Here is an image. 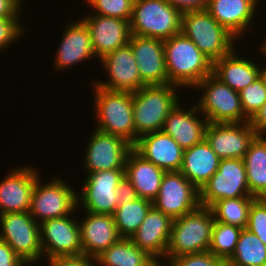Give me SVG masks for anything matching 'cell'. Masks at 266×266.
Wrapping results in <instances>:
<instances>
[{"instance_id":"36","label":"cell","mask_w":266,"mask_h":266,"mask_svg":"<svg viewBox=\"0 0 266 266\" xmlns=\"http://www.w3.org/2000/svg\"><path fill=\"white\" fill-rule=\"evenodd\" d=\"M96 14L130 21L134 0H87Z\"/></svg>"},{"instance_id":"15","label":"cell","mask_w":266,"mask_h":266,"mask_svg":"<svg viewBox=\"0 0 266 266\" xmlns=\"http://www.w3.org/2000/svg\"><path fill=\"white\" fill-rule=\"evenodd\" d=\"M258 134L249 122L208 123L205 139L220 159H243Z\"/></svg>"},{"instance_id":"29","label":"cell","mask_w":266,"mask_h":266,"mask_svg":"<svg viewBox=\"0 0 266 266\" xmlns=\"http://www.w3.org/2000/svg\"><path fill=\"white\" fill-rule=\"evenodd\" d=\"M251 196L266 198V139L257 135L243 157Z\"/></svg>"},{"instance_id":"24","label":"cell","mask_w":266,"mask_h":266,"mask_svg":"<svg viewBox=\"0 0 266 266\" xmlns=\"http://www.w3.org/2000/svg\"><path fill=\"white\" fill-rule=\"evenodd\" d=\"M258 1L208 0L206 10L221 26L238 38L252 22Z\"/></svg>"},{"instance_id":"13","label":"cell","mask_w":266,"mask_h":266,"mask_svg":"<svg viewBox=\"0 0 266 266\" xmlns=\"http://www.w3.org/2000/svg\"><path fill=\"white\" fill-rule=\"evenodd\" d=\"M83 190L78 202L83 204L84 211L113 215L118 207L116 189L125 177V169L105 170L87 173ZM81 200V201H80Z\"/></svg>"},{"instance_id":"41","label":"cell","mask_w":266,"mask_h":266,"mask_svg":"<svg viewBox=\"0 0 266 266\" xmlns=\"http://www.w3.org/2000/svg\"><path fill=\"white\" fill-rule=\"evenodd\" d=\"M0 266H26V263L0 239Z\"/></svg>"},{"instance_id":"8","label":"cell","mask_w":266,"mask_h":266,"mask_svg":"<svg viewBox=\"0 0 266 266\" xmlns=\"http://www.w3.org/2000/svg\"><path fill=\"white\" fill-rule=\"evenodd\" d=\"M0 239L26 263L40 261L43 251L40 243V225L29 212L0 214Z\"/></svg>"},{"instance_id":"45","label":"cell","mask_w":266,"mask_h":266,"mask_svg":"<svg viewBox=\"0 0 266 266\" xmlns=\"http://www.w3.org/2000/svg\"><path fill=\"white\" fill-rule=\"evenodd\" d=\"M250 126L258 135L266 132V103L249 119Z\"/></svg>"},{"instance_id":"44","label":"cell","mask_w":266,"mask_h":266,"mask_svg":"<svg viewBox=\"0 0 266 266\" xmlns=\"http://www.w3.org/2000/svg\"><path fill=\"white\" fill-rule=\"evenodd\" d=\"M21 3V0H0V18L13 19L18 17Z\"/></svg>"},{"instance_id":"10","label":"cell","mask_w":266,"mask_h":266,"mask_svg":"<svg viewBox=\"0 0 266 266\" xmlns=\"http://www.w3.org/2000/svg\"><path fill=\"white\" fill-rule=\"evenodd\" d=\"M77 199V193L64 180L55 178L41 185L38 178L32 192L29 214L35 221L39 217V223L72 215L79 205Z\"/></svg>"},{"instance_id":"7","label":"cell","mask_w":266,"mask_h":266,"mask_svg":"<svg viewBox=\"0 0 266 266\" xmlns=\"http://www.w3.org/2000/svg\"><path fill=\"white\" fill-rule=\"evenodd\" d=\"M195 87L204 91L196 105L208 123L249 121L243 112L239 92L232 90L213 74L206 76Z\"/></svg>"},{"instance_id":"26","label":"cell","mask_w":266,"mask_h":266,"mask_svg":"<svg viewBox=\"0 0 266 266\" xmlns=\"http://www.w3.org/2000/svg\"><path fill=\"white\" fill-rule=\"evenodd\" d=\"M66 27L58 47L55 67L62 70L65 67L75 65L83 60H87L95 53L93 51L89 30L86 24L80 19L77 23H69Z\"/></svg>"},{"instance_id":"17","label":"cell","mask_w":266,"mask_h":266,"mask_svg":"<svg viewBox=\"0 0 266 266\" xmlns=\"http://www.w3.org/2000/svg\"><path fill=\"white\" fill-rule=\"evenodd\" d=\"M95 15V16H94ZM87 15L81 20L86 24L95 56L99 59L129 44L131 37L130 21L116 17Z\"/></svg>"},{"instance_id":"18","label":"cell","mask_w":266,"mask_h":266,"mask_svg":"<svg viewBox=\"0 0 266 266\" xmlns=\"http://www.w3.org/2000/svg\"><path fill=\"white\" fill-rule=\"evenodd\" d=\"M139 74L146 86L169 84L161 39L131 35L129 40Z\"/></svg>"},{"instance_id":"32","label":"cell","mask_w":266,"mask_h":266,"mask_svg":"<svg viewBox=\"0 0 266 266\" xmlns=\"http://www.w3.org/2000/svg\"><path fill=\"white\" fill-rule=\"evenodd\" d=\"M153 202L144 198L119 205L113 213L114 222L120 237L130 238L142 224Z\"/></svg>"},{"instance_id":"35","label":"cell","mask_w":266,"mask_h":266,"mask_svg":"<svg viewBox=\"0 0 266 266\" xmlns=\"http://www.w3.org/2000/svg\"><path fill=\"white\" fill-rule=\"evenodd\" d=\"M239 94L243 112L249 119L266 103V85L261 76Z\"/></svg>"},{"instance_id":"16","label":"cell","mask_w":266,"mask_h":266,"mask_svg":"<svg viewBox=\"0 0 266 266\" xmlns=\"http://www.w3.org/2000/svg\"><path fill=\"white\" fill-rule=\"evenodd\" d=\"M109 74L108 82H95L96 86L112 91L136 92L146 86L140 77L133 50L129 44L100 59Z\"/></svg>"},{"instance_id":"46","label":"cell","mask_w":266,"mask_h":266,"mask_svg":"<svg viewBox=\"0 0 266 266\" xmlns=\"http://www.w3.org/2000/svg\"><path fill=\"white\" fill-rule=\"evenodd\" d=\"M260 76L263 79L264 84L266 85V68L260 69Z\"/></svg>"},{"instance_id":"40","label":"cell","mask_w":266,"mask_h":266,"mask_svg":"<svg viewBox=\"0 0 266 266\" xmlns=\"http://www.w3.org/2000/svg\"><path fill=\"white\" fill-rule=\"evenodd\" d=\"M49 266H94L96 259L86 255L58 257L48 260ZM94 262V264L92 263Z\"/></svg>"},{"instance_id":"21","label":"cell","mask_w":266,"mask_h":266,"mask_svg":"<svg viewBox=\"0 0 266 266\" xmlns=\"http://www.w3.org/2000/svg\"><path fill=\"white\" fill-rule=\"evenodd\" d=\"M133 149L165 172L179 171L181 168L184 150L170 135L162 131L139 137Z\"/></svg>"},{"instance_id":"37","label":"cell","mask_w":266,"mask_h":266,"mask_svg":"<svg viewBox=\"0 0 266 266\" xmlns=\"http://www.w3.org/2000/svg\"><path fill=\"white\" fill-rule=\"evenodd\" d=\"M246 229L266 245V198H255L252 201Z\"/></svg>"},{"instance_id":"33","label":"cell","mask_w":266,"mask_h":266,"mask_svg":"<svg viewBox=\"0 0 266 266\" xmlns=\"http://www.w3.org/2000/svg\"><path fill=\"white\" fill-rule=\"evenodd\" d=\"M254 199L253 196H242L217 200L210 206L214 220L242 229L246 228L250 207Z\"/></svg>"},{"instance_id":"19","label":"cell","mask_w":266,"mask_h":266,"mask_svg":"<svg viewBox=\"0 0 266 266\" xmlns=\"http://www.w3.org/2000/svg\"><path fill=\"white\" fill-rule=\"evenodd\" d=\"M173 219L157 210L150 208L137 231L130 237L133 243L145 251L157 263L161 256L165 257L171 235Z\"/></svg>"},{"instance_id":"22","label":"cell","mask_w":266,"mask_h":266,"mask_svg":"<svg viewBox=\"0 0 266 266\" xmlns=\"http://www.w3.org/2000/svg\"><path fill=\"white\" fill-rule=\"evenodd\" d=\"M81 220L80 236L83 255L96 258L121 237L112 215L87 212ZM83 221V222H82Z\"/></svg>"},{"instance_id":"14","label":"cell","mask_w":266,"mask_h":266,"mask_svg":"<svg viewBox=\"0 0 266 266\" xmlns=\"http://www.w3.org/2000/svg\"><path fill=\"white\" fill-rule=\"evenodd\" d=\"M86 150L84 165L88 173L125 169L133 145L124 138L95 130Z\"/></svg>"},{"instance_id":"30","label":"cell","mask_w":266,"mask_h":266,"mask_svg":"<svg viewBox=\"0 0 266 266\" xmlns=\"http://www.w3.org/2000/svg\"><path fill=\"white\" fill-rule=\"evenodd\" d=\"M102 266H156L158 263L140 250L130 238L121 237L96 258Z\"/></svg>"},{"instance_id":"27","label":"cell","mask_w":266,"mask_h":266,"mask_svg":"<svg viewBox=\"0 0 266 266\" xmlns=\"http://www.w3.org/2000/svg\"><path fill=\"white\" fill-rule=\"evenodd\" d=\"M220 160L204 139L201 143L183 151V160L179 171L200 190L218 170Z\"/></svg>"},{"instance_id":"28","label":"cell","mask_w":266,"mask_h":266,"mask_svg":"<svg viewBox=\"0 0 266 266\" xmlns=\"http://www.w3.org/2000/svg\"><path fill=\"white\" fill-rule=\"evenodd\" d=\"M260 69L252 61L235 55L233 50L230 54L213 62L212 74L232 90L240 92L260 76Z\"/></svg>"},{"instance_id":"25","label":"cell","mask_w":266,"mask_h":266,"mask_svg":"<svg viewBox=\"0 0 266 266\" xmlns=\"http://www.w3.org/2000/svg\"><path fill=\"white\" fill-rule=\"evenodd\" d=\"M165 171L144 159L132 149L125 163V177L131 182L138 197L154 201L159 194Z\"/></svg>"},{"instance_id":"48","label":"cell","mask_w":266,"mask_h":266,"mask_svg":"<svg viewBox=\"0 0 266 266\" xmlns=\"http://www.w3.org/2000/svg\"><path fill=\"white\" fill-rule=\"evenodd\" d=\"M156 266H165L164 264L162 265L161 263H158Z\"/></svg>"},{"instance_id":"39","label":"cell","mask_w":266,"mask_h":266,"mask_svg":"<svg viewBox=\"0 0 266 266\" xmlns=\"http://www.w3.org/2000/svg\"><path fill=\"white\" fill-rule=\"evenodd\" d=\"M19 17L13 19L0 18V50L6 48L9 44L14 42L18 37H21L23 27L18 22Z\"/></svg>"},{"instance_id":"12","label":"cell","mask_w":266,"mask_h":266,"mask_svg":"<svg viewBox=\"0 0 266 266\" xmlns=\"http://www.w3.org/2000/svg\"><path fill=\"white\" fill-rule=\"evenodd\" d=\"M200 205L197 189L180 171L165 172L153 206L172 219L182 217Z\"/></svg>"},{"instance_id":"9","label":"cell","mask_w":266,"mask_h":266,"mask_svg":"<svg viewBox=\"0 0 266 266\" xmlns=\"http://www.w3.org/2000/svg\"><path fill=\"white\" fill-rule=\"evenodd\" d=\"M251 196L243 159H221L218 170L199 190V203L210 207L217 200Z\"/></svg>"},{"instance_id":"34","label":"cell","mask_w":266,"mask_h":266,"mask_svg":"<svg viewBox=\"0 0 266 266\" xmlns=\"http://www.w3.org/2000/svg\"><path fill=\"white\" fill-rule=\"evenodd\" d=\"M242 228L215 221L212 229L209 252L227 261L233 254Z\"/></svg>"},{"instance_id":"5","label":"cell","mask_w":266,"mask_h":266,"mask_svg":"<svg viewBox=\"0 0 266 266\" xmlns=\"http://www.w3.org/2000/svg\"><path fill=\"white\" fill-rule=\"evenodd\" d=\"M182 13L166 0H134L131 35L166 40L181 33Z\"/></svg>"},{"instance_id":"2","label":"cell","mask_w":266,"mask_h":266,"mask_svg":"<svg viewBox=\"0 0 266 266\" xmlns=\"http://www.w3.org/2000/svg\"><path fill=\"white\" fill-rule=\"evenodd\" d=\"M214 223L211 208L202 205L182 217L173 219L165 257L175 258L207 252Z\"/></svg>"},{"instance_id":"3","label":"cell","mask_w":266,"mask_h":266,"mask_svg":"<svg viewBox=\"0 0 266 266\" xmlns=\"http://www.w3.org/2000/svg\"><path fill=\"white\" fill-rule=\"evenodd\" d=\"M173 84L144 86L132 93L133 119L138 137L161 131L168 114L179 103Z\"/></svg>"},{"instance_id":"42","label":"cell","mask_w":266,"mask_h":266,"mask_svg":"<svg viewBox=\"0 0 266 266\" xmlns=\"http://www.w3.org/2000/svg\"><path fill=\"white\" fill-rule=\"evenodd\" d=\"M116 194L118 198V206L124 205L130 201H135L137 198H139L135 188L126 177H124L119 183L116 189Z\"/></svg>"},{"instance_id":"6","label":"cell","mask_w":266,"mask_h":266,"mask_svg":"<svg viewBox=\"0 0 266 266\" xmlns=\"http://www.w3.org/2000/svg\"><path fill=\"white\" fill-rule=\"evenodd\" d=\"M181 32L212 62L234 50L236 37L221 26L207 10L182 13Z\"/></svg>"},{"instance_id":"23","label":"cell","mask_w":266,"mask_h":266,"mask_svg":"<svg viewBox=\"0 0 266 266\" xmlns=\"http://www.w3.org/2000/svg\"><path fill=\"white\" fill-rule=\"evenodd\" d=\"M198 110L197 105H193L190 110H182L179 103L166 117L161 131L170 135L183 149H189L195 144L201 143L205 139V131L208 121L199 120L195 116Z\"/></svg>"},{"instance_id":"43","label":"cell","mask_w":266,"mask_h":266,"mask_svg":"<svg viewBox=\"0 0 266 266\" xmlns=\"http://www.w3.org/2000/svg\"><path fill=\"white\" fill-rule=\"evenodd\" d=\"M172 6L177 8L181 13L188 11L206 10L208 0H166Z\"/></svg>"},{"instance_id":"11","label":"cell","mask_w":266,"mask_h":266,"mask_svg":"<svg viewBox=\"0 0 266 266\" xmlns=\"http://www.w3.org/2000/svg\"><path fill=\"white\" fill-rule=\"evenodd\" d=\"M70 217L67 215L39 223L41 248L48 260L83 255L80 226Z\"/></svg>"},{"instance_id":"38","label":"cell","mask_w":266,"mask_h":266,"mask_svg":"<svg viewBox=\"0 0 266 266\" xmlns=\"http://www.w3.org/2000/svg\"><path fill=\"white\" fill-rule=\"evenodd\" d=\"M166 259L170 266H228L225 260L215 257L209 251Z\"/></svg>"},{"instance_id":"31","label":"cell","mask_w":266,"mask_h":266,"mask_svg":"<svg viewBox=\"0 0 266 266\" xmlns=\"http://www.w3.org/2000/svg\"><path fill=\"white\" fill-rule=\"evenodd\" d=\"M228 266H266V245L251 231L242 229Z\"/></svg>"},{"instance_id":"1","label":"cell","mask_w":266,"mask_h":266,"mask_svg":"<svg viewBox=\"0 0 266 266\" xmlns=\"http://www.w3.org/2000/svg\"><path fill=\"white\" fill-rule=\"evenodd\" d=\"M163 43L169 84L194 88L212 74L213 62L182 32Z\"/></svg>"},{"instance_id":"20","label":"cell","mask_w":266,"mask_h":266,"mask_svg":"<svg viewBox=\"0 0 266 266\" xmlns=\"http://www.w3.org/2000/svg\"><path fill=\"white\" fill-rule=\"evenodd\" d=\"M39 174L32 167L15 169L0 182V214L29 212Z\"/></svg>"},{"instance_id":"4","label":"cell","mask_w":266,"mask_h":266,"mask_svg":"<svg viewBox=\"0 0 266 266\" xmlns=\"http://www.w3.org/2000/svg\"><path fill=\"white\" fill-rule=\"evenodd\" d=\"M97 130L120 136L131 145L138 140L133 119L132 92L112 91L94 84Z\"/></svg>"},{"instance_id":"47","label":"cell","mask_w":266,"mask_h":266,"mask_svg":"<svg viewBox=\"0 0 266 266\" xmlns=\"http://www.w3.org/2000/svg\"><path fill=\"white\" fill-rule=\"evenodd\" d=\"M262 45L263 46L261 47V49H262L263 53L266 55V40H264V43H262Z\"/></svg>"}]
</instances>
